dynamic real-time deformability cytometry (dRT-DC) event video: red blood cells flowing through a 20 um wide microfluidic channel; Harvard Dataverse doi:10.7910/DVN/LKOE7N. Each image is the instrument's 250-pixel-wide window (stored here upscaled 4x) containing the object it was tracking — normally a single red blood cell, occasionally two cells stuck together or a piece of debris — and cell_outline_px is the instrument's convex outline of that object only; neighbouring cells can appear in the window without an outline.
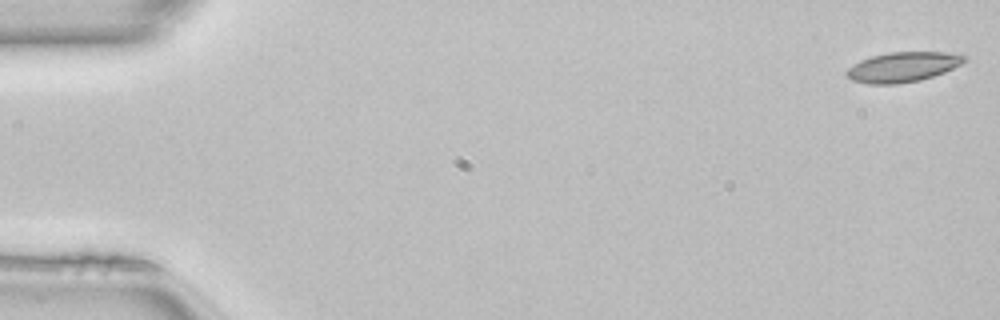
{"species": "common noctule bat (a hibernating species)", "species_latin": "Nyctalus noctula", "temperature_condition": "room temperature", "stored_images_in_passage": 50, "camera_frame_rate_fps": 3000, "um_per_image_px": 0.085, "animal": {"sex": "female", "body_mass_g": 22.7, "forearm_length_mm": 54.2}, "frame": {"image": 1, "passage_image": 1, "time_ms": 0.0, "image_size_px": [1000, 320], "cell_outline_px": [[968, 60], [944, 72], [920, 80], [900, 84], [868, 84], [852, 80], [844, 72], [848, 68], [860, 60], [872, 56], [888, 52], [944, 52], [968, 56]], "centroid_in_image_um": [76.73, 5.69], "position_along_channel_um": 8.3, "area_um2": 20.52}}
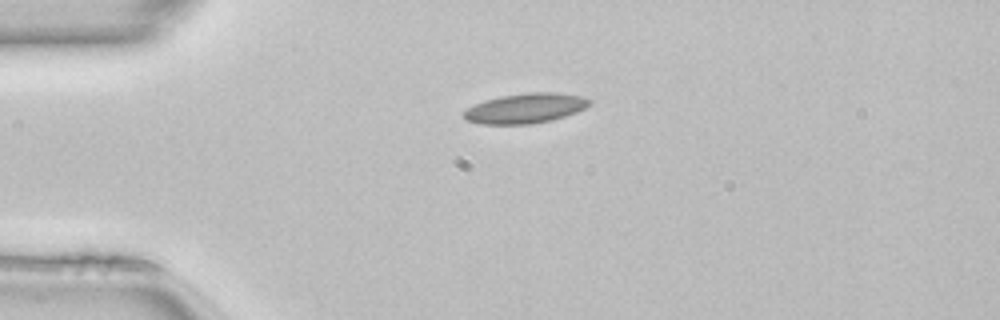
{"frame": {"image": 2, "passage_image": 12, "time_ms": 3.667, "image_size_px": [1000, 320], "cell_outline_px": [[588, 104], [584, 108], [576, 112], [552, 120], [528, 124], [480, 124], [468, 120], [464, 116], [464, 112], [468, 108], [484, 100], [500, 96], [528, 92], [552, 92], [580, 96], [588, 100]], "centroid_in_image_um": [44.62, 9.2], "position_along_channel_um": 40.4, "area_um2": 21.5}}
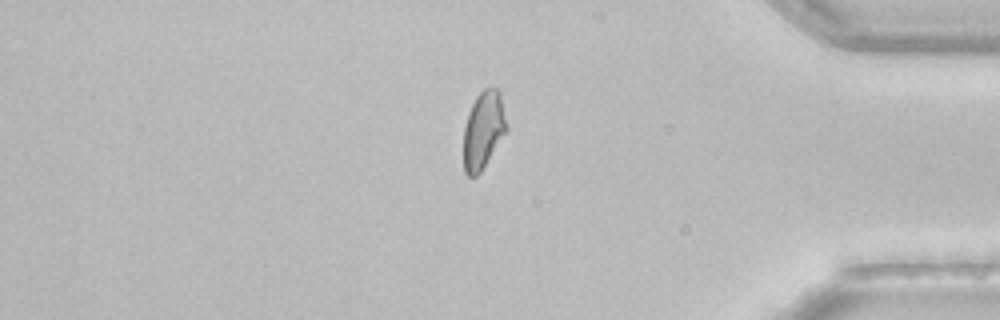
{"frame": {"image": 3, "passage_image": 42, "time_ms": 13.667, "image_size_px": [1000, 320], "cell_outline_px": [[508, 128], [480, 172], [476, 176], [468, 176], [464, 172], [464, 128], [468, 112], [476, 96], [484, 88], [496, 88], [500, 92]], "centroid_in_image_um": [41.08, 11.03], "position_along_channel_um": 394.1, "area_um2": 19.19}, "authors_computed_cell_mechanics": {"area_um2": 20.2011, "velocity_mm_per_s": 4.1155, "shape_relaxation_time_tau1_ms": null, "shape_relaxation_time_tau2_ms": 2.3047, "deformation_change_tau1": null, "deformation_change_tau2": 0.0684}}